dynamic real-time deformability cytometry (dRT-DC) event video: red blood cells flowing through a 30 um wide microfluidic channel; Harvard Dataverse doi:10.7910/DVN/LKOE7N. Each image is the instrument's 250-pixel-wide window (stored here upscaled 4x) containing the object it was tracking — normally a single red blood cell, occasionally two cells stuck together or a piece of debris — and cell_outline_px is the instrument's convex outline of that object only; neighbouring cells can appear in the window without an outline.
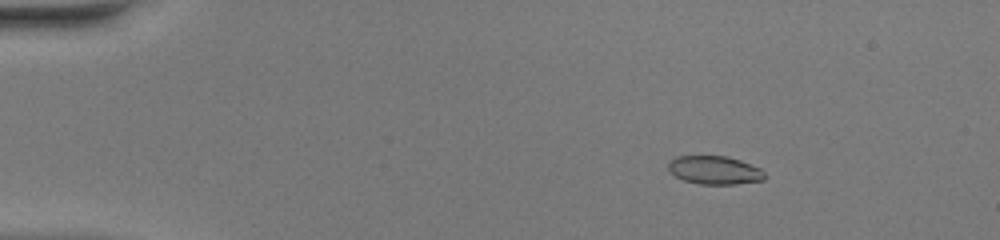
{"species": "common noctule bat (a hibernating species)", "species_latin": "Nyctalus noctula", "temperature_condition": "warm", "stored_images_in_passage": 52, "camera_frame_rate_fps": 3000, "um_per_image_px": 0.085, "animal": {"sex": "female", "body_mass_g": 20.0, "forearm_length_mm": 54.0}, "frame": {"image": 1, "passage_image": 9, "time_ms": 2.667, "image_size_px": [1000, 240], "cell_outline_px": [[768, 176], [764, 180], [736, 184], [700, 184], [684, 180], [676, 176], [668, 168], [668, 164], [676, 156], [728, 156], [740, 160], [760, 168]], "centroid_in_image_um": [60.79, 14.46], "position_along_channel_um": 24.2, "area_um2": 15.9}}
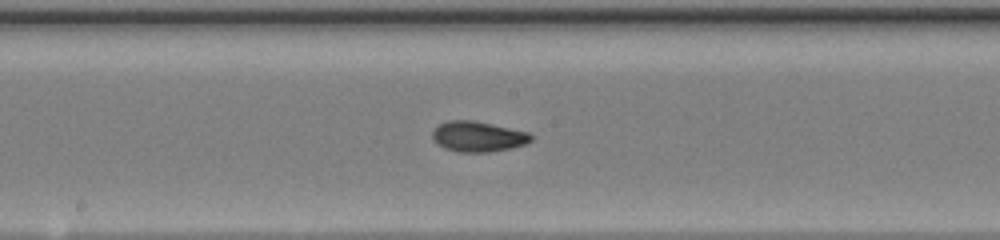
{"frame": {"image": 2, "passage_image": 29, "time_ms": 9.333, "image_size_px": [1000, 240], "cell_outline_px": [[532, 140], [524, 144], [512, 148], [488, 152], [460, 152], [444, 148], [436, 144], [432, 136], [432, 132], [440, 124], [448, 120], [472, 120], [492, 124], [528, 132], [532, 136]], "centroid_in_image_um": [40.61, 11.61], "position_along_channel_um": 207.6, "area_um2": 17.4}}
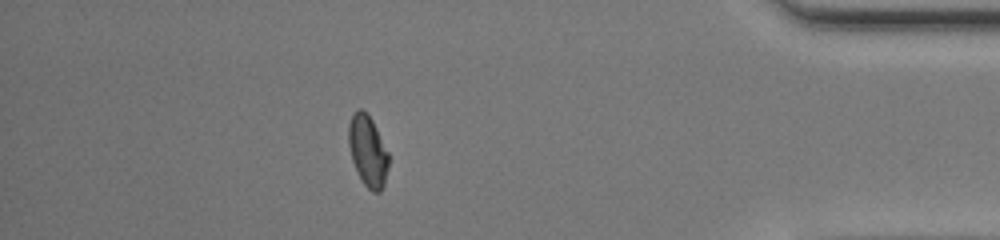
{"frame": {"image": 3, "passage_image": 46, "time_ms": 15.0, "image_size_px": [1000, 240], "cell_outline_px": [[388, 168], [384, 184], [380, 192], [372, 192], [364, 184], [352, 160], [348, 144], [348, 124], [352, 112], [356, 108], [360, 108], [372, 120], [388, 152]], "centroid_in_image_um": [31.24, 12.81], "position_along_channel_um": 404.0, "area_um2": 16.47}, "authors_computed_cell_mechanics": {"area_um2": 16.5019, "velocity_mm_per_s": 4.1525, "shape_relaxation_time_tau1_ms": 4.632, "shape_relaxation_time_tau2_ms": 1.2995, "deformation_change_tau1": 0.1911, "deformation_change_tau2": 0.0564}}